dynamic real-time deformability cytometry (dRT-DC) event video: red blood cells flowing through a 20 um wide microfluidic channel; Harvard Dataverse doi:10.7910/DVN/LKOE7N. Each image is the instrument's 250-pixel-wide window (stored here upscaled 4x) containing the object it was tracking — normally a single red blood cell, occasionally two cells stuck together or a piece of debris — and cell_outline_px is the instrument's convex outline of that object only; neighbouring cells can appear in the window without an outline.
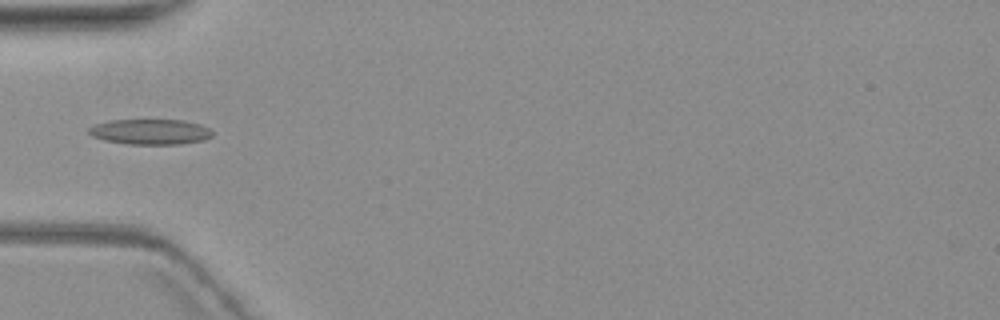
{"species": "common noctule bat (a hibernating species)", "species_latin": "Nyctalus noctula", "temperature_condition": "warm", "stored_images_in_passage": 1, "camera_frame_rate_fps": 3000, "um_per_image_px": 0.085, "animal": {"sex": "female", "body_mass_g": 19.3, "forearm_length_mm": 54.1}, "frame": {"image": 1, "passage_image": 1, "time_ms": 0.0, "image_size_px": [1000, 320], "cell_outline_px": [[212, 136], [204, 140], [180, 144], [128, 144], [104, 140], [92, 136], [88, 132], [88, 128], [96, 124], [108, 120], [184, 120], [200, 124], [208, 128], [212, 132]], "centroid_in_image_um": [12.77, 11.2], "position_along_channel_um": 72.2, "area_um2": 18.26}}